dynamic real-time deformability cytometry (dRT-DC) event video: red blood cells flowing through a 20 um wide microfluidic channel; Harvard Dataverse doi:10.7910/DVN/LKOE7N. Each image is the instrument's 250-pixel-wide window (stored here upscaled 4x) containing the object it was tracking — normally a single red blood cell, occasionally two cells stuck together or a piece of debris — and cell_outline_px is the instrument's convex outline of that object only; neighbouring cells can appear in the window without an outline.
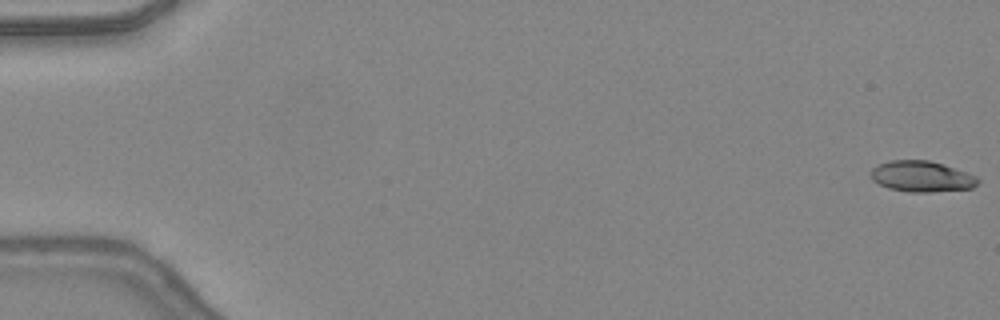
{"species": "common noctule bat (a hibernating species)", "species_latin": "Nyctalus noctula", "temperature_condition": "warm", "stored_images_in_passage": 13, "camera_frame_rate_fps": 3000, "um_per_image_px": 0.085, "animal": {"sex": "female", "body_mass_g": 24.6, "forearm_length_mm": 56.2}, "frame": {"image": 1, "passage_image": 1, "time_ms": 0.0, "image_size_px": [1000, 320], "cell_outline_px": [[980, 180], [972, 188], [932, 192], [908, 192], [888, 188], [872, 180], [872, 168], [876, 164], [888, 160], [928, 160], [944, 164], [976, 176]], "centroid_in_image_um": [78.32, 14.99], "position_along_channel_um": 6.7, "area_um2": 19.31}}